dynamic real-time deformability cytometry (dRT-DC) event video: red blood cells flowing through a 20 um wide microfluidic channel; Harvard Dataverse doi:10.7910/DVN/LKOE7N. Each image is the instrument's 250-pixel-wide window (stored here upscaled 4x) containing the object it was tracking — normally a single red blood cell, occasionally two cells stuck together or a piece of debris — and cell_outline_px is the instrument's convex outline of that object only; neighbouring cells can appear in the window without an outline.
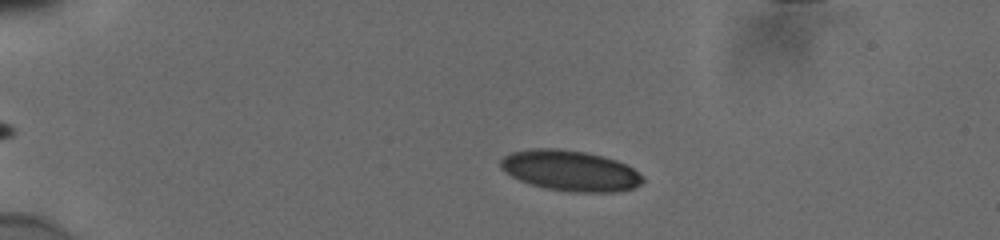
{"species": "human", "species_latin": "Homo sapiens", "temperature_condition": "cold", "stored_images_in_passage": 26, "camera_frame_rate_fps": 3000, "um_per_image_px": 0.085, "donor": {"sex": "male"}, "frame": {"image": 1, "passage_image": 12, "time_ms": 3.667, "image_size_px": [1000, 240], "cell_outline_px": [[644, 180], [640, 184], [632, 188], [616, 192], [572, 192], [548, 188], [532, 184], [520, 180], [512, 176], [500, 168], [500, 160], [504, 156], [512, 152], [532, 148], [556, 148], [584, 152], [604, 156], [616, 160], [632, 168], [644, 176]], "centroid_in_image_um": [48.47, 14.5], "position_along_channel_um": 36.5, "area_um2": 33.47}}
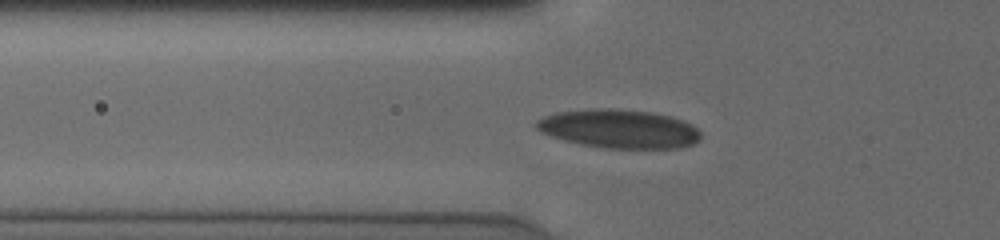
{"frame": {"image": 2, "passage_image": 20, "time_ms": 6.333, "image_size_px": [1000, 240], "cell_outline_px": [[700, 140], [692, 144], [680, 148], [608, 148], [580, 144], [564, 140], [540, 132], [532, 124], [536, 120], [544, 116], [556, 112], [588, 108], [616, 108], [652, 112], [672, 116], [684, 120], [692, 124], [700, 132]], "centroid_in_image_um": [52.6, 10.93], "position_along_channel_um": 73.2, "area_um2": 37.51}}
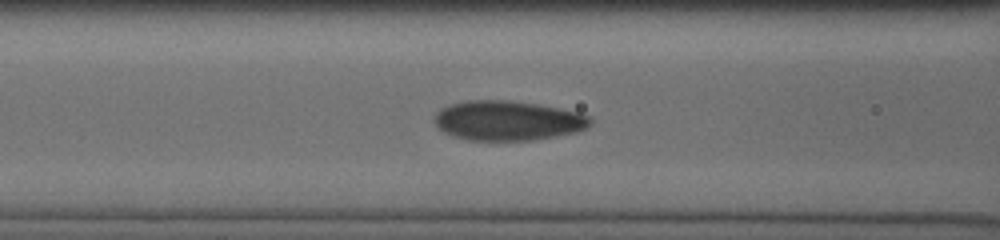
{"frame": {"image": 3, "passage_image": 24, "time_ms": 7.667, "image_size_px": [1000, 240], "cell_outline_px": [[592, 120], [584, 128], [576, 132], [556, 136], [532, 140], [464, 140], [452, 136], [444, 132], [432, 120], [436, 112], [440, 108], [448, 104], [468, 100], [508, 100], [536, 104], [560, 108], [576, 112], [588, 116]], "centroid_in_image_um": [43.08, 10.25], "position_along_channel_um": 123.5, "area_um2": 36.07}}